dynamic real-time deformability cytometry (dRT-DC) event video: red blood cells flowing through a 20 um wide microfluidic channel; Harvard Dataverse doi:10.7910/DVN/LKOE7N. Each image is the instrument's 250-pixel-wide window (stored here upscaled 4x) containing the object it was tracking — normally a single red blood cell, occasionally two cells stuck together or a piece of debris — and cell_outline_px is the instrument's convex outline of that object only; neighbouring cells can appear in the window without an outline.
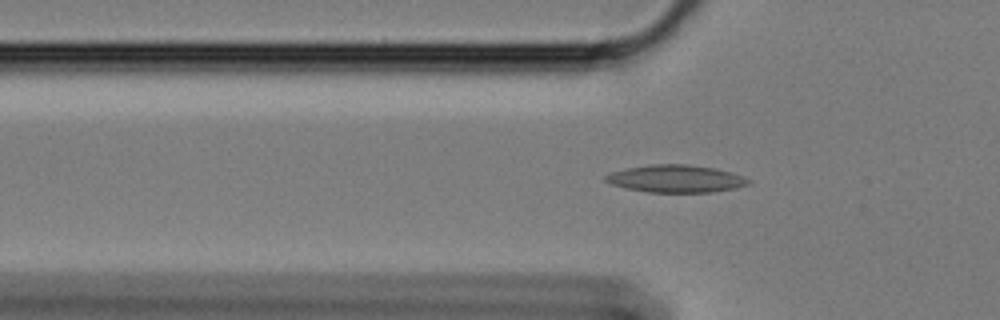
{"species": "Egyptian fruit bat (a non-hibernating species)", "species_latin": "Rousettus aegyptiacus", "temperature_condition": "cold", "stored_images_in_passage": 60, "camera_frame_rate_fps": 3000, "um_per_image_px": 0.085, "animal": {"sex": "female"}, "frame": {"image": 1, "passage_image": 19, "time_ms": 6.0, "image_size_px": [1000, 320], "cell_outline_px": [[752, 180], [748, 184], [732, 188], [712, 192], [648, 192], [624, 188], [612, 184], [604, 180], [604, 176], [612, 172], [628, 168], [652, 164], [684, 164], [716, 168], [744, 176]], "centroid_in_image_um": [57.44, 15.19], "position_along_channel_um": 68.4, "area_um2": 22.72}}
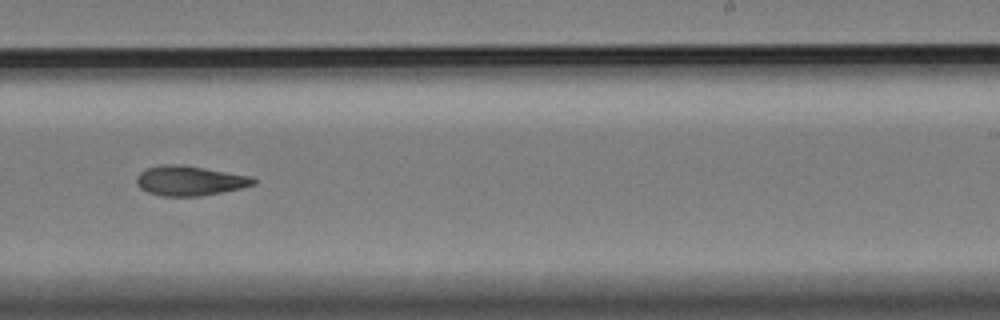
{"frame": {"image": 2, "passage_image": 37, "time_ms": 12.0, "image_size_px": [1000, 320], "cell_outline_px": [[256, 184], [240, 188], [200, 196], [164, 196], [148, 192], [140, 188], [136, 180], [136, 176], [140, 172], [148, 168], [160, 164], [184, 164], [252, 176], [256, 180]], "centroid_in_image_um": [16.13, 15.34], "position_along_channel_um": 272.9, "area_um2": 20.35}}
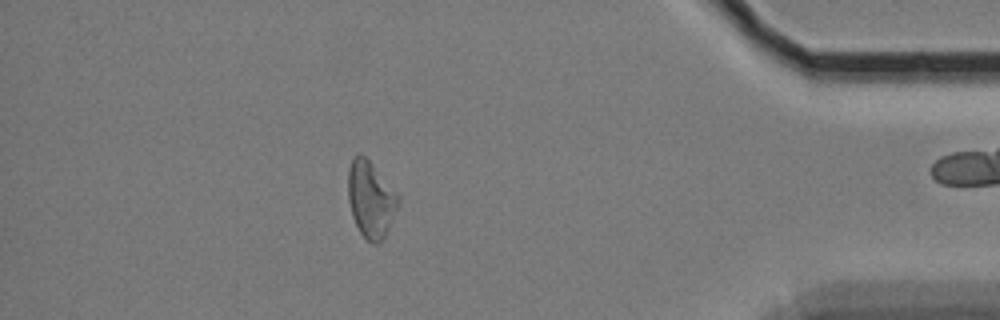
{"frame": {"image": 3, "passage_image": 52, "time_ms": 17.0, "image_size_px": [1000, 320], "cell_outline_px": [[396, 208], [384, 236], [380, 244], [372, 244], [360, 232], [352, 216], [348, 200], [348, 172], [352, 160], [356, 156], [364, 156], [372, 164], [396, 192]], "centroid_in_image_um": [31.47, 16.97], "position_along_channel_um": 403.7, "area_um2": 21.39}, "authors_computed_cell_mechanics": {"area_um2": 21.4149, "velocity_mm_per_s": 3.3999, "shape_relaxation_time_tau1_ms": null, "shape_relaxation_time_tau2_ms": 3.6604, "deformation_change_tau1": null, "deformation_change_tau2": 0.1134}}